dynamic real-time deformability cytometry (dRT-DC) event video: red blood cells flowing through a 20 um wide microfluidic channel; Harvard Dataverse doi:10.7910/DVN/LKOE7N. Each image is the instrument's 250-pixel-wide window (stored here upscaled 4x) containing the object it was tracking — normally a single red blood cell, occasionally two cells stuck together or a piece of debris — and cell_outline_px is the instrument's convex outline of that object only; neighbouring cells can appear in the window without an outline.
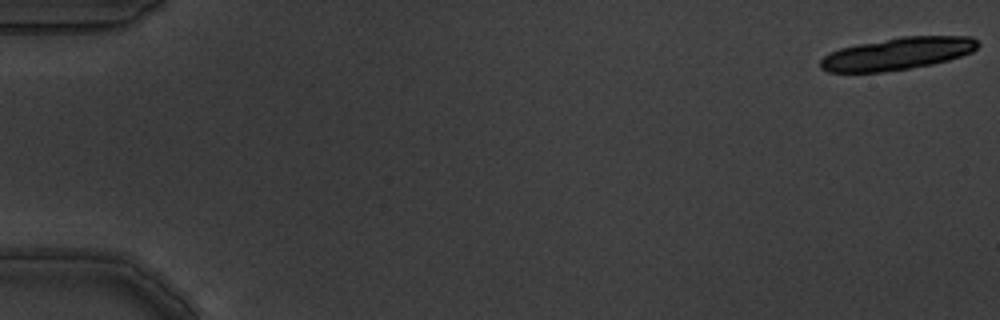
{"species": "common noctule bat (a hibernating species)", "species_latin": "Nyctalus noctula", "temperature_condition": "warm", "stored_images_in_passage": 6, "camera_frame_rate_fps": 3000, "um_per_image_px": 0.085, "animal": {"sex": "male", "body_mass_g": 19.5, "forearm_length_mm": 54.6}, "frame": {"image": 1, "passage_image": 1, "time_ms": 0.0, "image_size_px": [1000, 320], "cell_outline_px": [[980, 44], [972, 52], [948, 60], [932, 64], [884, 72], [828, 72], [820, 68], [820, 60], [824, 56], [840, 48], [860, 44], [904, 36], [972, 36]], "centroid_in_image_um": [76.29, 4.56], "position_along_channel_um": 8.7, "area_um2": 29.36}}
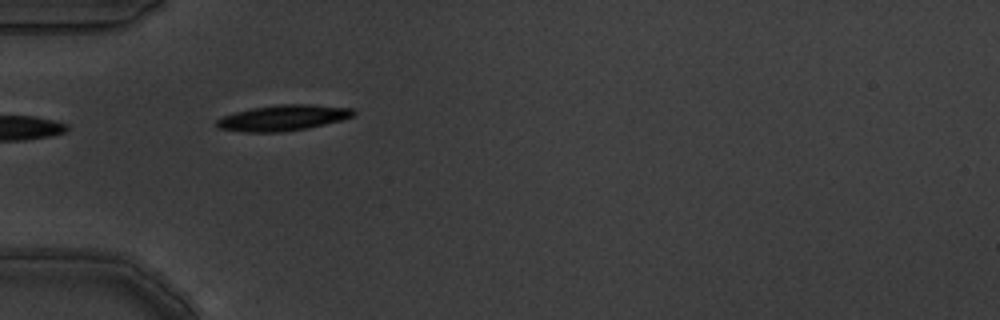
{"frame": {"image": 2, "passage_image": 5, "time_ms": 1.333, "image_size_px": [1000, 320], "cell_outline_px": [[356, 112], [352, 116], [340, 120], [308, 128], [280, 132], [244, 132], [220, 128], [216, 124], [216, 120], [224, 116], [236, 112], [252, 108], [276, 104], [308, 104], [352, 108]], "centroid_in_image_um": [24.06, 10.01], "position_along_channel_um": 60.9, "area_um2": 20.29}}